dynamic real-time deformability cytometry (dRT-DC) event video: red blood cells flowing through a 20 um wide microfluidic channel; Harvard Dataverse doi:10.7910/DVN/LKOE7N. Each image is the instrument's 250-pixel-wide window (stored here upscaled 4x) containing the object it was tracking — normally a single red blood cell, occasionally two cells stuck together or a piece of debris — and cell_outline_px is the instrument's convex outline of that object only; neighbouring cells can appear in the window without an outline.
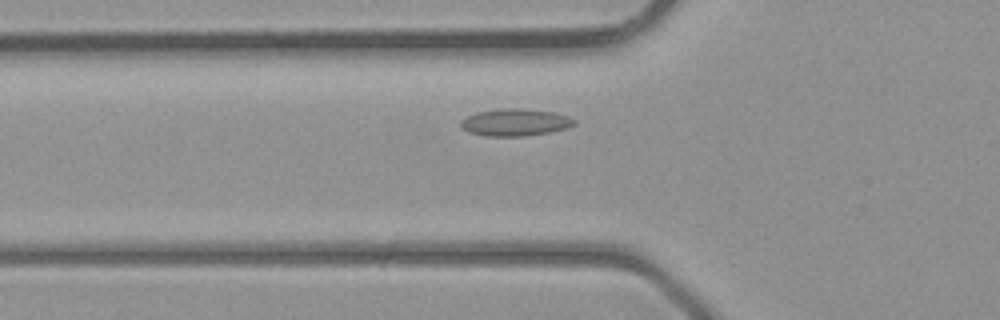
{"species": "common noctule bat (a hibernating species)", "species_latin": "Nyctalus noctula", "temperature_condition": "room temperature", "stored_images_in_passage": 4, "camera_frame_rate_fps": 3000, "um_per_image_px": 0.085, "animal": {"sex": "male", "body_mass_g": 23.1, "forearm_length_mm": 52.7}, "frame": {"image": 1, "passage_image": 4, "time_ms": 3.667, "image_size_px": [1000, 320], "cell_outline_px": [[576, 124], [568, 128], [548, 132], [524, 136], [484, 136], [468, 132], [460, 124], [468, 116], [476, 112], [504, 108], [524, 108], [552, 112], [568, 116], [576, 120]], "centroid_in_image_um": [43.83, 10.4], "position_along_channel_um": 82.0, "area_um2": 17.86}}